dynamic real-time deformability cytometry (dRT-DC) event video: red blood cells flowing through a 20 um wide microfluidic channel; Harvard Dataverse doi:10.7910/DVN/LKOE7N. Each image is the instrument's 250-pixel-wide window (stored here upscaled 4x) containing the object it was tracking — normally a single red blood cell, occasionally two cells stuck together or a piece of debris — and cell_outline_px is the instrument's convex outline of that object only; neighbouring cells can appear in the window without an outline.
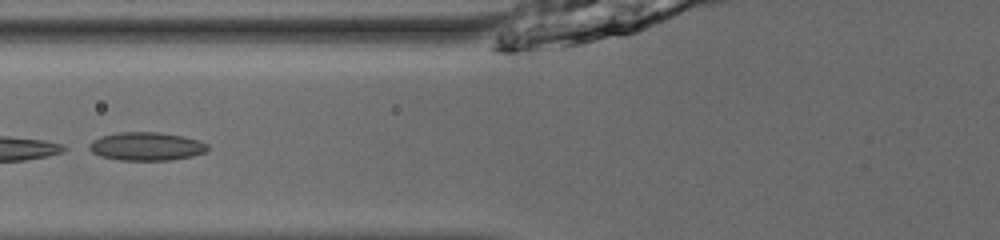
{"species": "common noctule bat (a hibernating species)", "species_latin": "Nyctalus noctula", "temperature_condition": "room temperature", "stored_images_in_passage": 34, "camera_frame_rate_fps": 3000, "um_per_image_px": 0.085, "animal": {"sex": "male", "body_mass_g": 13.0, "forearm_length_mm": 53.1}, "frame": {"image": 1, "passage_image": 6, "time_ms": 1.667, "image_size_px": [1000, 240], "cell_outline_px": [[208, 152], [192, 156], [172, 160], [120, 160], [100, 156], [84, 148], [92, 140], [100, 136], [120, 132], [160, 132], [184, 136], [200, 140], [208, 144]], "centroid_in_image_um": [12.44, 12.44], "position_along_channel_um": 113.4, "area_um2": 19.94}}
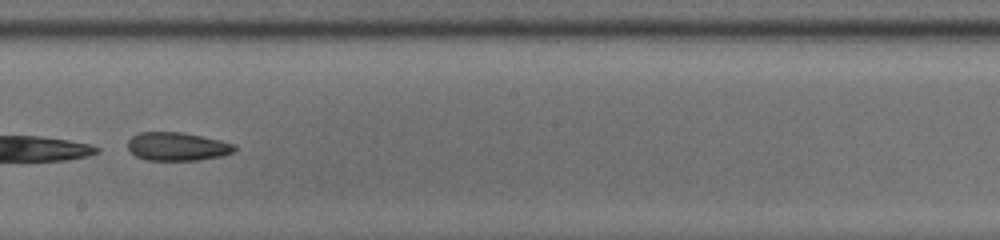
{"frame": {"image": 2, "passage_image": 15, "time_ms": 4.667, "image_size_px": [1000, 240], "cell_outline_px": [[236, 148], [232, 152], [220, 156], [196, 160], [148, 160], [136, 156], [128, 148], [128, 140], [132, 136], [140, 132], [180, 132], [220, 140], [236, 144]], "centroid_in_image_um": [15.05, 12.45], "position_along_channel_um": 233.1, "area_um2": 17.46}}
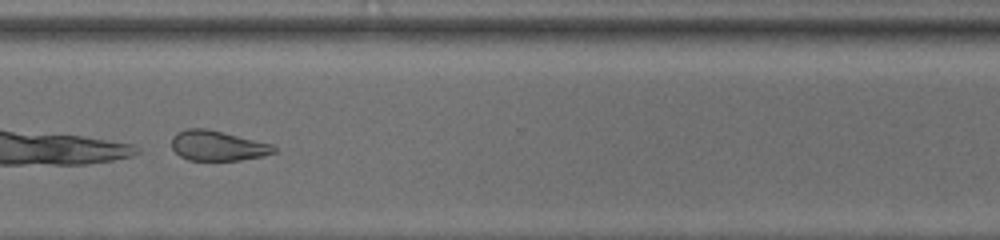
{"frame": {"image": 3, "passage_image": 24, "time_ms": 7.667, "image_size_px": [1000, 240], "cell_outline_px": [[276, 152], [264, 156], [240, 160], [188, 160], [180, 156], [172, 148], [172, 136], [176, 132], [184, 128], [208, 128], [272, 144], [276, 148]], "centroid_in_image_um": [18.48, 12.37], "position_along_channel_um": 352.1, "area_um2": 18.09}, "authors_computed_cell_mechanics": {"area_um2": 18.785, "velocity_mm_per_s": 3.9701, "shape_relaxation_time_tau1_ms": 0.2446, "shape_relaxation_time_tau2_ms": 6.1051, "deformation_change_tau1": 0.2507, "deformation_change_tau2": 0.159}}